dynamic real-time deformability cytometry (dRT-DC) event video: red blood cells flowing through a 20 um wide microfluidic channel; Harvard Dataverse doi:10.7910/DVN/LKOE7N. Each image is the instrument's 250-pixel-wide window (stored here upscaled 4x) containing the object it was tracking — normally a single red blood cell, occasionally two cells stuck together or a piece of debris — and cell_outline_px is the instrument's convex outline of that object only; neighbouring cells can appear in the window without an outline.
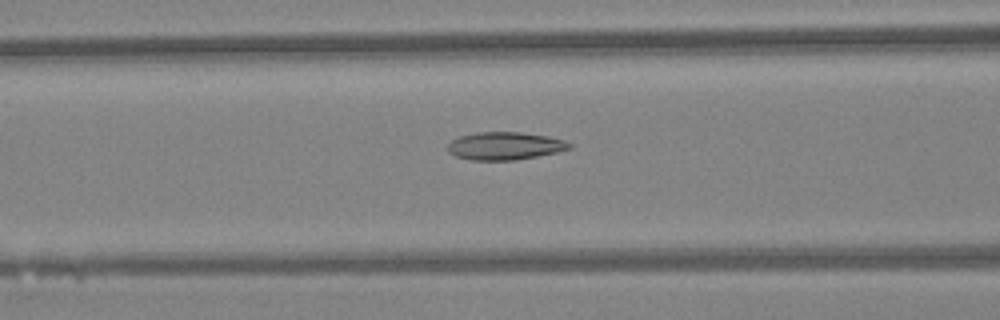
{"species": "Egyptian fruit bat (a non-hibernating species)", "species_latin": "Rousettus aegyptiacus", "temperature_condition": "warm", "stored_images_in_passage": 33, "camera_frame_rate_fps": 3000, "um_per_image_px": 0.085, "animal": {"sex": "female"}, "frame": {"image": 1, "passage_image": 5, "time_ms": 1.333, "image_size_px": [1000, 320], "cell_outline_px": [[572, 148], [556, 152], [516, 160], [472, 160], [456, 156], [448, 152], [448, 144], [452, 140], [460, 136], [476, 132], [520, 132], [548, 136], [564, 140], [572, 144]], "centroid_in_image_um": [42.92, 12.4], "position_along_channel_um": 123.7, "area_um2": 19.65}}
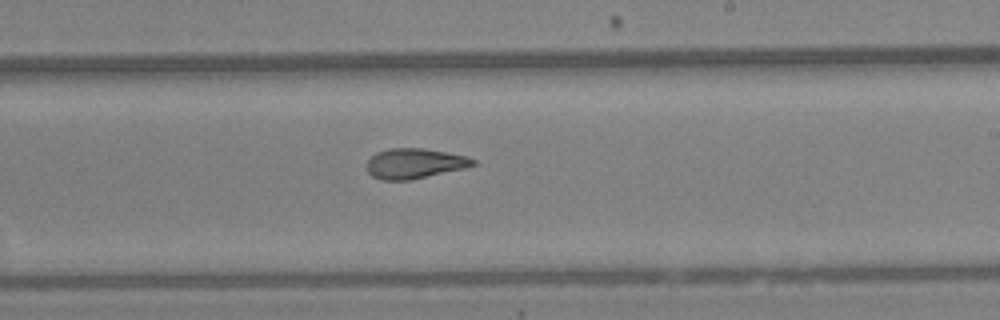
{"frame": {"image": 2, "passage_image": 14, "time_ms": 4.333, "image_size_px": [1000, 320], "cell_outline_px": [[476, 164], [464, 168], [412, 180], [384, 180], [372, 176], [368, 172], [368, 160], [376, 152], [388, 148], [424, 148], [464, 156], [476, 160]], "centroid_in_image_um": [35.22, 13.89], "position_along_channel_um": 253.8, "area_um2": 18.5}}
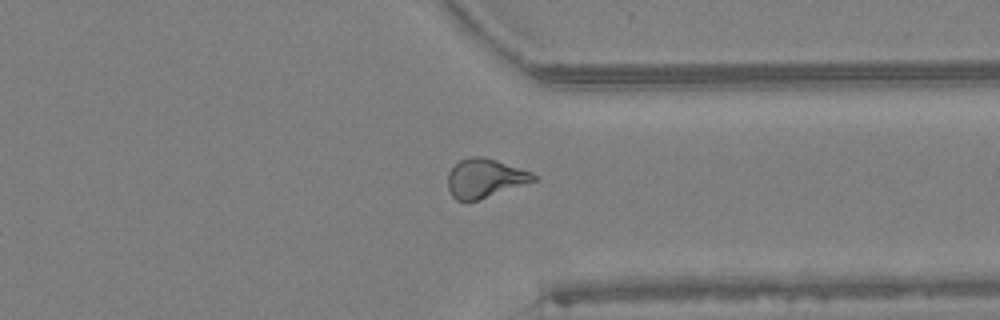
{"frame": {"image": 3, "passage_image": 22, "time_ms": 7.0, "image_size_px": [1000, 320], "cell_outline_px": [[536, 180], [480, 200], [456, 200], [452, 196], [448, 188], [448, 172], [460, 160], [468, 156], [484, 156], [532, 172], [536, 176]], "centroid_in_image_um": [41.2, 15.14], "position_along_channel_um": 370.2, "area_um2": 19.36}, "authors_computed_cell_mechanics": {"area_um2": 19.1318, "velocity_mm_per_s": 4.3685, "shape_relaxation_time_tau1_ms": null, "shape_relaxation_time_tau2_ms": 2.3762, "deformation_change_tau1": null, "deformation_change_tau2": 0.0955}}